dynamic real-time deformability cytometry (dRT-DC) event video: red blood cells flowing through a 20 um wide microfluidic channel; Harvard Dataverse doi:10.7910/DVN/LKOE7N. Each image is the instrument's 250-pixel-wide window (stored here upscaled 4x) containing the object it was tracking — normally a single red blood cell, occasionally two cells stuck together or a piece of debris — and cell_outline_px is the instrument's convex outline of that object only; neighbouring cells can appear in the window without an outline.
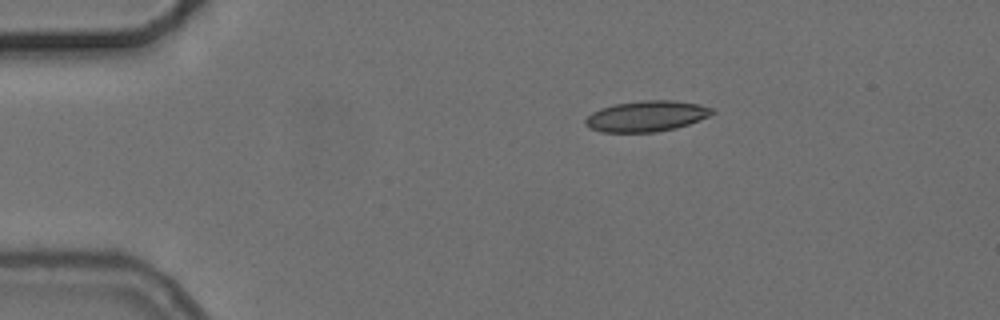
{"species": "common noctule bat (a hibernating species)", "species_latin": "Nyctalus noctula", "temperature_condition": "cold", "stored_images_in_passage": 2, "camera_frame_rate_fps": 3000, "um_per_image_px": 0.085, "animal": {"sex": "female", "body_mass_g": 24.6, "forearm_length_mm": 56.2}, "frame": {"image": 1, "passage_image": 1, "time_ms": 0.0, "image_size_px": [1000, 320], "cell_outline_px": [[716, 112], [708, 116], [688, 124], [676, 128], [656, 132], [600, 132], [588, 128], [584, 124], [584, 120], [592, 112], [600, 108], [616, 104], [644, 100], [672, 100], [700, 104], [712, 108]], "centroid_in_image_um": [54.93, 9.88], "position_along_channel_um": 30.1, "area_um2": 22.77}}